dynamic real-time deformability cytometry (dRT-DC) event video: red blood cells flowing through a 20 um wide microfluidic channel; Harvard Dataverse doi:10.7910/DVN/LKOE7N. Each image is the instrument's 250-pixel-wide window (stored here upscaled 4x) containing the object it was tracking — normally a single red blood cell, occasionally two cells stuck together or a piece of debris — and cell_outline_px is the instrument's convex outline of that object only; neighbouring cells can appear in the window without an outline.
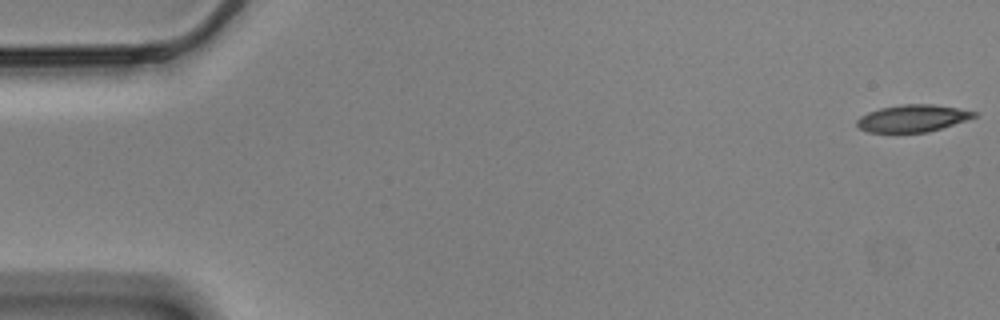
{"species": "Egyptian fruit bat (a non-hibernating species)", "species_latin": "Rousettus aegyptiacus", "temperature_condition": "cold", "stored_images_in_passage": 58, "camera_frame_rate_fps": 3000, "um_per_image_px": 0.085, "animal": {"sex": "male"}, "frame": {"image": 1, "passage_image": 1, "time_ms": 0.0, "image_size_px": [1000, 320], "cell_outline_px": [[980, 116], [928, 132], [868, 132], [860, 128], [856, 124], [856, 120], [860, 116], [868, 112], [880, 108], [900, 104], [932, 104], [980, 112]], "centroid_in_image_um": [77.6, 10.05], "position_along_channel_um": 7.4, "area_um2": 18.61}}
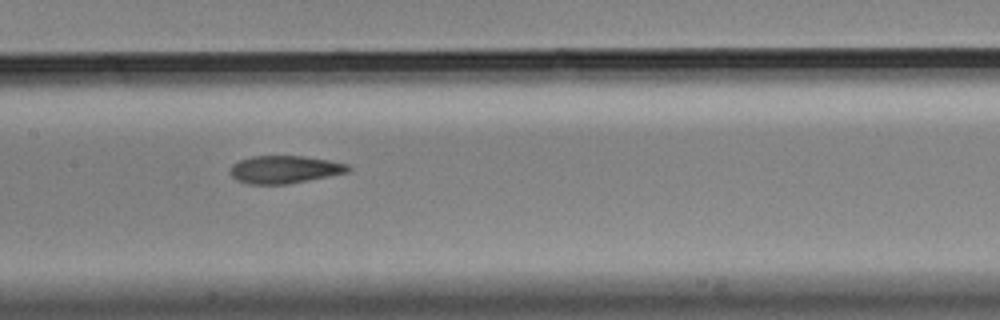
{"frame": {"image": 2, "passage_image": 28, "time_ms": 9.0, "image_size_px": [1000, 320], "cell_outline_px": [[352, 168], [348, 172], [288, 184], [248, 184], [236, 180], [228, 172], [232, 164], [240, 160], [252, 156], [304, 156], [328, 160], [348, 164]], "centroid_in_image_um": [24.16, 14.4], "position_along_channel_um": 183.2, "area_um2": 19.07}}
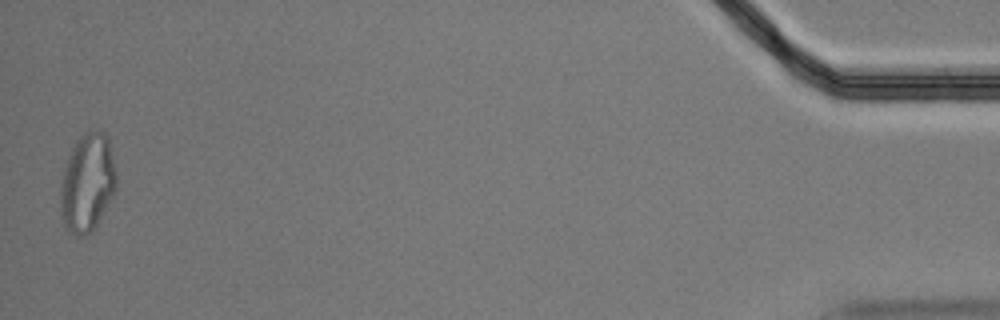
{"frame": {"image": 3, "passage_image": 57, "time_ms": 18.667, "image_size_px": [1000, 320], "cell_outline_px": [[116, 188], [92, 232], [84, 236], [76, 236], [64, 224], [60, 204], [60, 188], [64, 168], [68, 156], [76, 140], [84, 132], [104, 132], [108, 136], [116, 172]], "centroid_in_image_um": [7.42, 15.52], "position_along_channel_um": 427.8, "area_um2": 31.62}, "authors_computed_cell_mechanics": {"area_um2": 19.7965, "velocity_mm_per_s": 3.469, "shape_relaxation_time_tau1_ms": 7.8248, "shape_relaxation_time_tau2_ms": 2.3542, "deformation_change_tau1": 0.2024, "deformation_change_tau2": 0.1037}}